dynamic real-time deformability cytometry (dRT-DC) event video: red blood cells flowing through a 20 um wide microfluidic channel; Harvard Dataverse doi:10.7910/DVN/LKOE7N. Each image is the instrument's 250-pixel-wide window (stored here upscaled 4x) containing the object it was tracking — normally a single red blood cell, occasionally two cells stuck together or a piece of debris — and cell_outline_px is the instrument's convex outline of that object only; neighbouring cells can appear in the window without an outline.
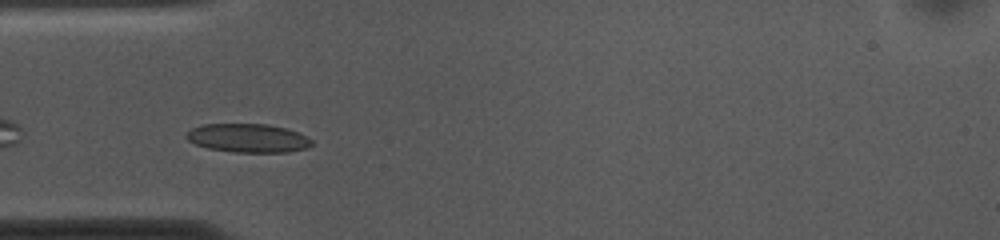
{"species": "common noctule bat (a hibernating species)", "species_latin": "Nyctalus noctula", "temperature_condition": "cold", "stored_images_in_passage": 33, "camera_frame_rate_fps": 3000, "um_per_image_px": 0.085, "animal": {"sex": "female", "body_mass_g": 10.0, "forearm_length_mm": 53.1}, "frame": {"image": 1, "passage_image": 3, "time_ms": 0.667, "image_size_px": [1000, 240], "cell_outline_px": [[312, 144], [308, 148], [288, 152], [232, 152], [208, 148], [196, 144], [188, 140], [184, 136], [192, 128], [204, 124], [268, 124], [288, 128], [308, 136], [312, 140]], "centroid_in_image_um": [21.12, 11.73], "position_along_channel_um": 63.9, "area_um2": 21.1}}
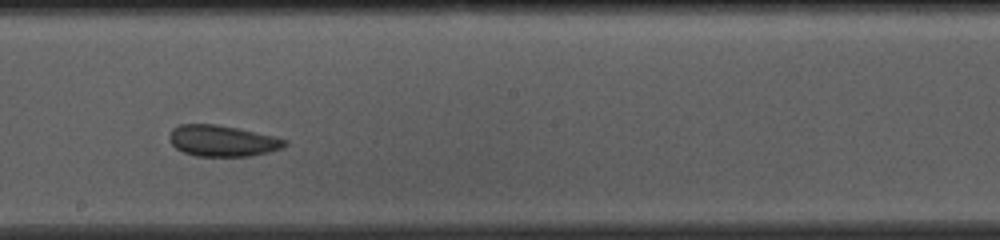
{"frame": {"image": 2, "passage_image": 17, "time_ms": 5.333, "image_size_px": [1000, 240], "cell_outline_px": [[288, 144], [284, 148], [252, 156], [196, 156], [184, 152], [176, 148], [168, 140], [168, 136], [172, 128], [180, 124], [216, 124], [240, 128], [276, 136], [288, 140]], "centroid_in_image_um": [18.93, 11.96], "position_along_channel_um": 229.3, "area_um2": 21.33}}
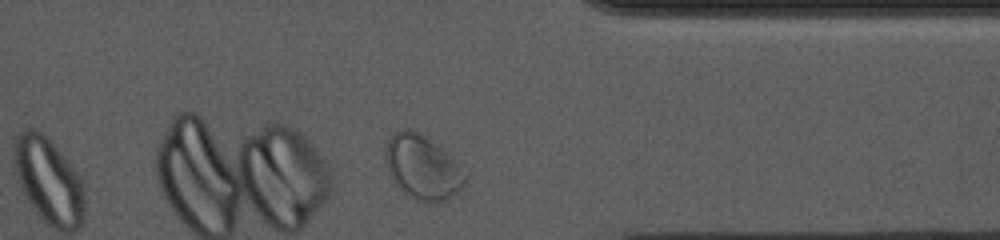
{"frame": {"image": 3, "passage_image": 30, "time_ms": 9.667, "image_size_px": [1000, 240], "cell_outline_px": [[468, 176], [464, 184], [456, 192], [444, 200], [420, 200], [404, 192], [392, 180], [388, 172], [384, 152], [384, 148], [388, 140], [400, 128], [412, 128], [448, 152], [464, 164], [468, 168]], "centroid_in_image_um": [35.96, 14.15], "position_along_channel_um": 375.4, "area_um2": 29.94}, "authors_computed_cell_mechanics": {"area_um2": 21.2126, "velocity_mm_per_s": 3.5404, "shape_relaxation_time_tau1_ms": null, "shape_relaxation_time_tau2_ms": 1.7851, "deformation_change_tau1": null, "deformation_change_tau2": 0.0518}}